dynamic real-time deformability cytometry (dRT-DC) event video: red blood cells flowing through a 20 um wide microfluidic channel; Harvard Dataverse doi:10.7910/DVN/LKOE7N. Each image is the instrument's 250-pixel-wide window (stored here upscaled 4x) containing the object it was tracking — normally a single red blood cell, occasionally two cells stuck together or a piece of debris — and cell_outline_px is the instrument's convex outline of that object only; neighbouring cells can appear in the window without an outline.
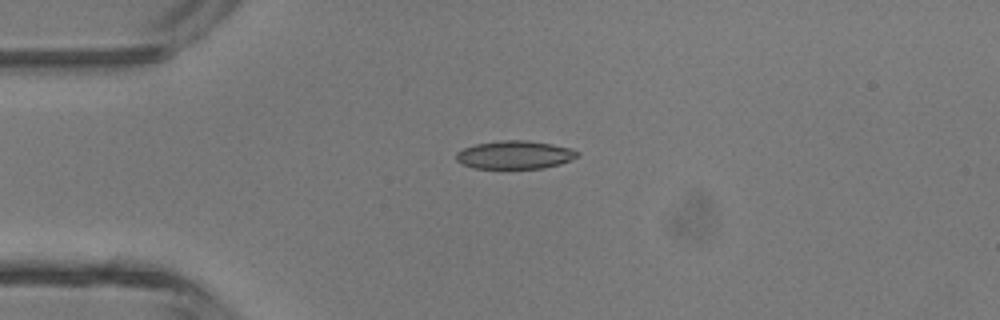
{"species": "common noctule bat (a hibernating species)", "species_latin": "Nyctalus noctula", "temperature_condition": "room temperature", "stored_images_in_passage": 4, "camera_frame_rate_fps": 3000, "um_per_image_px": 0.085, "animal": {"sex": "male", "body_mass_g": 13.3}, "frame": {"image": 1, "passage_image": 3, "time_ms": 3.333, "image_size_px": [1000, 320], "cell_outline_px": [[580, 156], [560, 164], [544, 168], [472, 168], [456, 160], [456, 152], [464, 148], [476, 144], [504, 140], [528, 140], [552, 144], [572, 148], [580, 152]], "centroid_in_image_um": [43.8, 13.16], "position_along_channel_um": 41.2, "area_um2": 19.94}}